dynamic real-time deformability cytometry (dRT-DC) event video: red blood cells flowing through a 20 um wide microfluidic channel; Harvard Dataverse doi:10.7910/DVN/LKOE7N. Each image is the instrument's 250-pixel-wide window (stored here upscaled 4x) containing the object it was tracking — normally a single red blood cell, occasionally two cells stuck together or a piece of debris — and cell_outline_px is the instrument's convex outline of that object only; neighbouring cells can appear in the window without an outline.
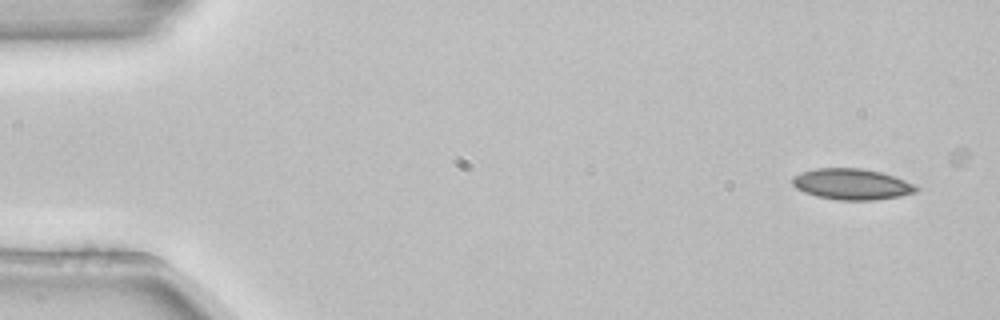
{"species": "common noctule bat (a hibernating species)", "species_latin": "Nyctalus noctula", "temperature_condition": "room temperature", "stored_images_in_passage": 5, "camera_frame_rate_fps": 3000, "um_per_image_px": 0.085, "animal": {"sex": "female", "body_mass_g": 22.7, "forearm_length_mm": 54.2}, "frame": {"image": 1, "passage_image": 1, "time_ms": 0.0, "image_size_px": [1000, 320], "cell_outline_px": [[920, 188], [916, 192], [900, 196], [876, 200], [840, 200], [816, 196], [804, 192], [796, 188], [792, 184], [792, 176], [816, 168], [860, 168], [880, 172], [904, 180]], "centroid_in_image_um": [72.39, 15.66], "position_along_channel_um": 12.6, "area_um2": 22.2}}